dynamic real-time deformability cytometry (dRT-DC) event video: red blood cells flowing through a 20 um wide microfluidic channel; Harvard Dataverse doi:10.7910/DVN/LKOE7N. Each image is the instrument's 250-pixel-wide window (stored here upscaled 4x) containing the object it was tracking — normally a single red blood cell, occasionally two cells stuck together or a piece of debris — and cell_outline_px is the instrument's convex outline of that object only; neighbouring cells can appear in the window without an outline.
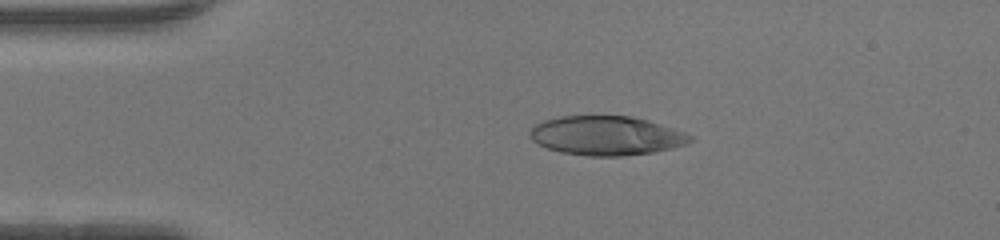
{"species": "human", "species_latin": "Homo sapiens", "temperature_condition": "warm", "stored_images_in_passage": 47, "camera_frame_rate_fps": 3000, "um_per_image_px": 0.085, "donor": {"sex": "female"}, "frame": {"image": 1, "passage_image": 10, "time_ms": 3.0, "image_size_px": [1000, 240], "cell_outline_px": [[696, 140], [688, 144], [672, 148], [652, 152], [620, 156], [588, 156], [560, 152], [548, 148], [532, 140], [528, 136], [528, 132], [536, 124], [544, 120], [560, 116], [632, 116], [648, 120], [696, 136]], "centroid_in_image_um": [51.57, 11.53], "position_along_channel_um": 33.4, "area_um2": 36.76}}
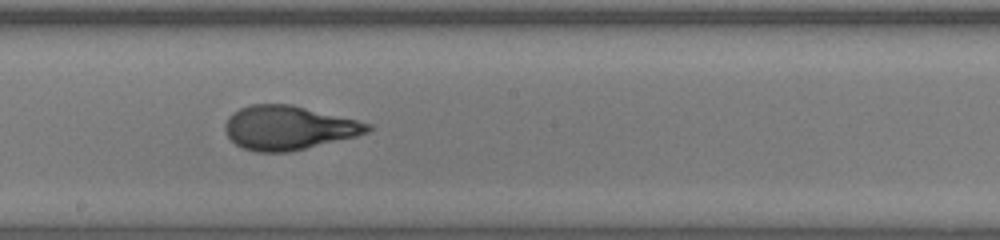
{"frame": {"image": 2, "passage_image": 26, "time_ms": 8.333, "image_size_px": [1000, 240], "cell_outline_px": [[372, 128], [368, 132], [356, 136], [288, 152], [256, 152], [244, 148], [236, 144], [224, 132], [224, 124], [228, 116], [232, 112], [240, 108], [252, 104], [292, 104], [372, 124]], "centroid_in_image_um": [24.49, 10.85], "position_along_channel_um": 223.7, "area_um2": 36.41}}
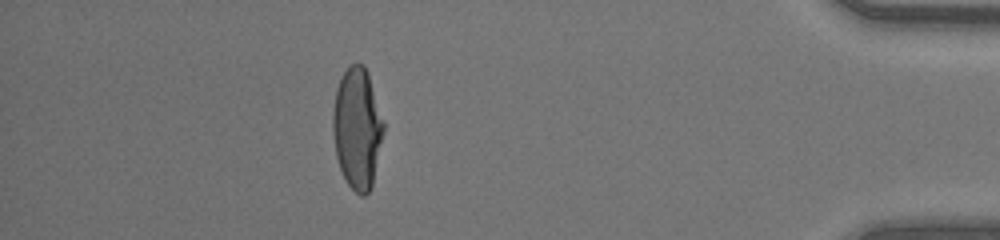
{"frame": {"image": 3, "passage_image": 42, "time_ms": 13.667, "image_size_px": [1000, 240], "cell_outline_px": [[384, 128], [372, 184], [368, 192], [364, 196], [360, 196], [348, 184], [340, 168], [336, 156], [332, 132], [332, 108], [336, 88], [344, 72], [356, 60], [364, 64], [368, 72], [384, 124]], "centroid_in_image_um": [30.34, 10.86], "position_along_channel_um": 404.9, "area_um2": 35.66}, "authors_computed_cell_mechanics": {"area_um2": 36.414, "velocity_mm_per_s": 4.3864, "shape_relaxation_time_tau1_ms": 7.3282, "shape_relaxation_time_tau2_ms": null, "deformation_change_tau1": 0.3356, "deformation_change_tau2": null}}